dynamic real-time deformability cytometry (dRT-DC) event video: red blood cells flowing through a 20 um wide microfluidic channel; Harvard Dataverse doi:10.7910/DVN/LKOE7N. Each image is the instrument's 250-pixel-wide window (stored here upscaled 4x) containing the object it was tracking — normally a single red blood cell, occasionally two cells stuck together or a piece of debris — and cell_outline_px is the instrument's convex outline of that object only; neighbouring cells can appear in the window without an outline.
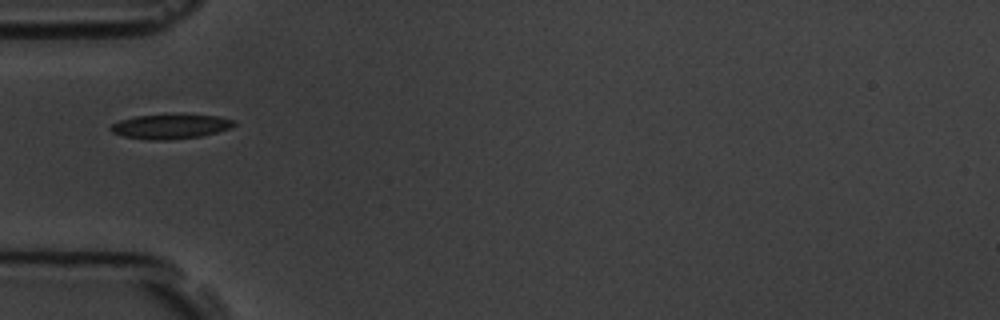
{"species": "common noctule bat (a hibernating species)", "species_latin": "Nyctalus noctula", "temperature_condition": "room temperature", "stored_images_in_passage": 5, "camera_frame_rate_fps": 3000, "um_per_image_px": 0.085, "animal": {"sex": "male", "body_mass_g": 19.5, "forearm_length_mm": 54.6}, "frame": {"image": 1, "passage_image": 1, "time_ms": 0.0, "image_size_px": [1000, 320], "cell_outline_px": [[236, 124], [232, 128], [200, 136], [168, 140], [152, 140], [124, 136], [112, 132], [108, 128], [112, 124], [120, 120], [136, 116], [220, 116], [236, 120]], "centroid_in_image_um": [14.51, 10.77], "position_along_channel_um": 70.5, "area_um2": 17.17}}
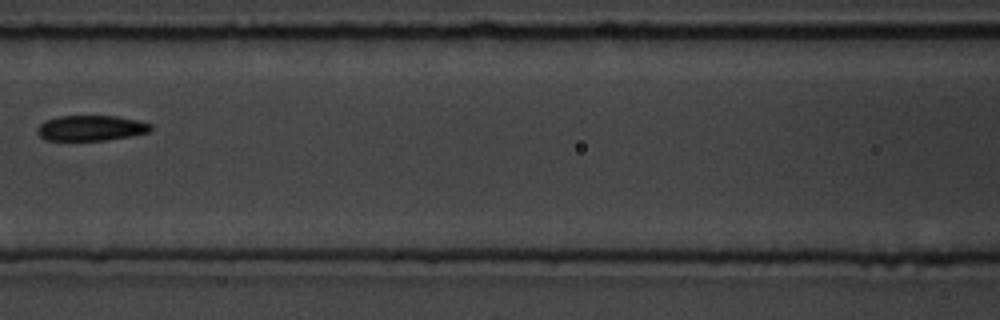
{"frame": {"image": 2, "passage_image": 3, "time_ms": 2.333, "image_size_px": [1000, 320], "cell_outline_px": [[152, 128], [148, 132], [132, 136], [104, 140], [44, 140], [36, 132], [36, 128], [44, 120], [60, 116], [116, 116], [136, 120], [152, 124]], "centroid_in_image_um": [7.7, 10.88], "position_along_channel_um": 158.9, "area_um2": 16.82}}
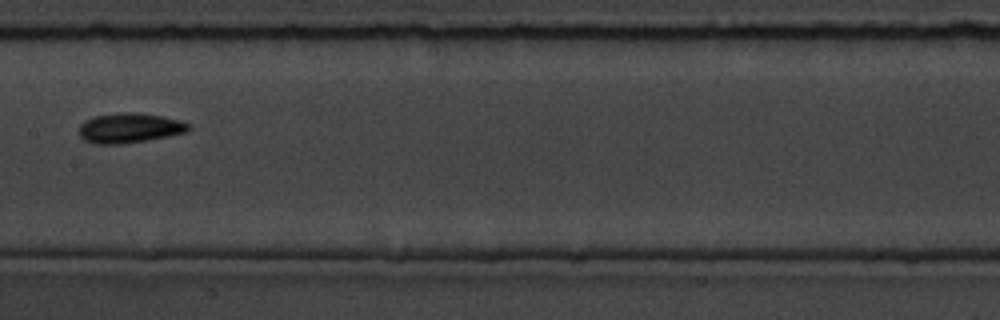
{"frame": {"image": 3, "passage_image": 4, "time_ms": 3.333, "image_size_px": [1000, 320], "cell_outline_px": [[192, 128], [188, 132], [168, 136], [120, 144], [96, 144], [84, 140], [80, 136], [80, 124], [84, 120], [92, 116], [124, 112], [132, 112], [164, 116], [180, 120], [188, 124]], "centroid_in_image_um": [11.01, 10.87], "position_along_channel_um": 196.4, "area_um2": 19.07}}